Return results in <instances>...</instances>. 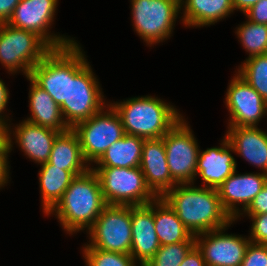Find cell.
Wrapping results in <instances>:
<instances>
[{"label": "cell", "instance_id": "4fadbf2b", "mask_svg": "<svg viewBox=\"0 0 267 266\" xmlns=\"http://www.w3.org/2000/svg\"><path fill=\"white\" fill-rule=\"evenodd\" d=\"M230 226L194 236L207 266H241L251 241L239 234L224 233Z\"/></svg>", "mask_w": 267, "mask_h": 266}, {"label": "cell", "instance_id": "8992f818", "mask_svg": "<svg viewBox=\"0 0 267 266\" xmlns=\"http://www.w3.org/2000/svg\"><path fill=\"white\" fill-rule=\"evenodd\" d=\"M97 175L108 205H144L157 197L145 182L140 167H91Z\"/></svg>", "mask_w": 267, "mask_h": 266}, {"label": "cell", "instance_id": "74e56055", "mask_svg": "<svg viewBox=\"0 0 267 266\" xmlns=\"http://www.w3.org/2000/svg\"><path fill=\"white\" fill-rule=\"evenodd\" d=\"M21 0H0V24L7 23Z\"/></svg>", "mask_w": 267, "mask_h": 266}, {"label": "cell", "instance_id": "cb8c5ba5", "mask_svg": "<svg viewBox=\"0 0 267 266\" xmlns=\"http://www.w3.org/2000/svg\"><path fill=\"white\" fill-rule=\"evenodd\" d=\"M154 223L160 245L195 242V237L163 198L154 200Z\"/></svg>", "mask_w": 267, "mask_h": 266}, {"label": "cell", "instance_id": "836d02e7", "mask_svg": "<svg viewBox=\"0 0 267 266\" xmlns=\"http://www.w3.org/2000/svg\"><path fill=\"white\" fill-rule=\"evenodd\" d=\"M267 213V183L262 187L261 191L256 195L248 208L241 213L247 215H259Z\"/></svg>", "mask_w": 267, "mask_h": 266}, {"label": "cell", "instance_id": "ac0fdd59", "mask_svg": "<svg viewBox=\"0 0 267 266\" xmlns=\"http://www.w3.org/2000/svg\"><path fill=\"white\" fill-rule=\"evenodd\" d=\"M140 169L147 186L157 198H162L177 185L171 178L162 137L144 140Z\"/></svg>", "mask_w": 267, "mask_h": 266}, {"label": "cell", "instance_id": "9a60e30c", "mask_svg": "<svg viewBox=\"0 0 267 266\" xmlns=\"http://www.w3.org/2000/svg\"><path fill=\"white\" fill-rule=\"evenodd\" d=\"M235 170L217 189L224 210L237 221L267 183L265 173L237 174ZM242 206L241 208L238 206ZM240 208V209H239Z\"/></svg>", "mask_w": 267, "mask_h": 266}, {"label": "cell", "instance_id": "d6a6232c", "mask_svg": "<svg viewBox=\"0 0 267 266\" xmlns=\"http://www.w3.org/2000/svg\"><path fill=\"white\" fill-rule=\"evenodd\" d=\"M9 144L4 130H0V189L9 182Z\"/></svg>", "mask_w": 267, "mask_h": 266}, {"label": "cell", "instance_id": "484cf974", "mask_svg": "<svg viewBox=\"0 0 267 266\" xmlns=\"http://www.w3.org/2000/svg\"><path fill=\"white\" fill-rule=\"evenodd\" d=\"M143 138L125 134L106 149L102 157L95 163L97 167H140Z\"/></svg>", "mask_w": 267, "mask_h": 266}, {"label": "cell", "instance_id": "d590c367", "mask_svg": "<svg viewBox=\"0 0 267 266\" xmlns=\"http://www.w3.org/2000/svg\"><path fill=\"white\" fill-rule=\"evenodd\" d=\"M9 93L10 92L8 90V87H6L5 85V82L2 79H0V129L1 130H4L7 127L8 123L11 122L10 119H8L9 116L7 117L6 114L4 115L10 96Z\"/></svg>", "mask_w": 267, "mask_h": 266}, {"label": "cell", "instance_id": "8d00e7d4", "mask_svg": "<svg viewBox=\"0 0 267 266\" xmlns=\"http://www.w3.org/2000/svg\"><path fill=\"white\" fill-rule=\"evenodd\" d=\"M180 266H207L201 251L195 245L186 257L183 259V262Z\"/></svg>", "mask_w": 267, "mask_h": 266}, {"label": "cell", "instance_id": "9c48e42d", "mask_svg": "<svg viewBox=\"0 0 267 266\" xmlns=\"http://www.w3.org/2000/svg\"><path fill=\"white\" fill-rule=\"evenodd\" d=\"M73 130L78 134L84 159L90 167L102 157L107 148L125 135L120 116L110 104L78 123Z\"/></svg>", "mask_w": 267, "mask_h": 266}, {"label": "cell", "instance_id": "f35d334b", "mask_svg": "<svg viewBox=\"0 0 267 266\" xmlns=\"http://www.w3.org/2000/svg\"><path fill=\"white\" fill-rule=\"evenodd\" d=\"M260 0H232L234 10H240L244 14Z\"/></svg>", "mask_w": 267, "mask_h": 266}, {"label": "cell", "instance_id": "5bb4252c", "mask_svg": "<svg viewBox=\"0 0 267 266\" xmlns=\"http://www.w3.org/2000/svg\"><path fill=\"white\" fill-rule=\"evenodd\" d=\"M29 77L60 106L68 101L69 46L52 49L37 65Z\"/></svg>", "mask_w": 267, "mask_h": 266}, {"label": "cell", "instance_id": "d6986e66", "mask_svg": "<svg viewBox=\"0 0 267 266\" xmlns=\"http://www.w3.org/2000/svg\"><path fill=\"white\" fill-rule=\"evenodd\" d=\"M231 152L234 153V148L226 136L223 137L220 147L199 151L196 177L199 175L202 178V187L218 189L235 172L237 162Z\"/></svg>", "mask_w": 267, "mask_h": 266}, {"label": "cell", "instance_id": "7c38bea8", "mask_svg": "<svg viewBox=\"0 0 267 266\" xmlns=\"http://www.w3.org/2000/svg\"><path fill=\"white\" fill-rule=\"evenodd\" d=\"M229 127H258L267 115V102L237 73L231 79L225 96Z\"/></svg>", "mask_w": 267, "mask_h": 266}, {"label": "cell", "instance_id": "7402d4cb", "mask_svg": "<svg viewBox=\"0 0 267 266\" xmlns=\"http://www.w3.org/2000/svg\"><path fill=\"white\" fill-rule=\"evenodd\" d=\"M26 78L31 83L28 94L31 115L27 117V119L25 118V120L39 126L56 130L60 133L69 130L70 128L63 119L60 106L29 76Z\"/></svg>", "mask_w": 267, "mask_h": 266}, {"label": "cell", "instance_id": "603a6c76", "mask_svg": "<svg viewBox=\"0 0 267 266\" xmlns=\"http://www.w3.org/2000/svg\"><path fill=\"white\" fill-rule=\"evenodd\" d=\"M186 27H204L213 25L233 13L232 0H180Z\"/></svg>", "mask_w": 267, "mask_h": 266}, {"label": "cell", "instance_id": "f1b7e54d", "mask_svg": "<svg viewBox=\"0 0 267 266\" xmlns=\"http://www.w3.org/2000/svg\"><path fill=\"white\" fill-rule=\"evenodd\" d=\"M195 242L161 245L153 258L144 266H180Z\"/></svg>", "mask_w": 267, "mask_h": 266}, {"label": "cell", "instance_id": "3957f363", "mask_svg": "<svg viewBox=\"0 0 267 266\" xmlns=\"http://www.w3.org/2000/svg\"><path fill=\"white\" fill-rule=\"evenodd\" d=\"M106 202L99 179L90 168L75 176L61 200L46 215H55L67 234L88 231L102 213Z\"/></svg>", "mask_w": 267, "mask_h": 266}, {"label": "cell", "instance_id": "ffe728a7", "mask_svg": "<svg viewBox=\"0 0 267 266\" xmlns=\"http://www.w3.org/2000/svg\"><path fill=\"white\" fill-rule=\"evenodd\" d=\"M234 153L267 174V132L258 127H228L225 134Z\"/></svg>", "mask_w": 267, "mask_h": 266}, {"label": "cell", "instance_id": "83f0119b", "mask_svg": "<svg viewBox=\"0 0 267 266\" xmlns=\"http://www.w3.org/2000/svg\"><path fill=\"white\" fill-rule=\"evenodd\" d=\"M243 49L249 54L248 57L267 54V25L249 21L236 28Z\"/></svg>", "mask_w": 267, "mask_h": 266}, {"label": "cell", "instance_id": "6da1fadb", "mask_svg": "<svg viewBox=\"0 0 267 266\" xmlns=\"http://www.w3.org/2000/svg\"><path fill=\"white\" fill-rule=\"evenodd\" d=\"M162 198L193 236L235 222L224 210L215 188L197 187L194 183L177 184Z\"/></svg>", "mask_w": 267, "mask_h": 266}, {"label": "cell", "instance_id": "1f68e13d", "mask_svg": "<svg viewBox=\"0 0 267 266\" xmlns=\"http://www.w3.org/2000/svg\"><path fill=\"white\" fill-rule=\"evenodd\" d=\"M248 217L252 221L249 240L252 243L267 245V213Z\"/></svg>", "mask_w": 267, "mask_h": 266}, {"label": "cell", "instance_id": "f546056e", "mask_svg": "<svg viewBox=\"0 0 267 266\" xmlns=\"http://www.w3.org/2000/svg\"><path fill=\"white\" fill-rule=\"evenodd\" d=\"M82 251L87 266H136L137 264L130 254L108 252L93 247H82Z\"/></svg>", "mask_w": 267, "mask_h": 266}, {"label": "cell", "instance_id": "e0dca14e", "mask_svg": "<svg viewBox=\"0 0 267 266\" xmlns=\"http://www.w3.org/2000/svg\"><path fill=\"white\" fill-rule=\"evenodd\" d=\"M132 245L130 255L139 266L146 265L160 248L154 223V201L131 206ZM139 261V262H138Z\"/></svg>", "mask_w": 267, "mask_h": 266}, {"label": "cell", "instance_id": "277c9868", "mask_svg": "<svg viewBox=\"0 0 267 266\" xmlns=\"http://www.w3.org/2000/svg\"><path fill=\"white\" fill-rule=\"evenodd\" d=\"M109 104L120 116L125 134L143 139L163 137L184 117L172 104L151 95Z\"/></svg>", "mask_w": 267, "mask_h": 266}, {"label": "cell", "instance_id": "d4e9b609", "mask_svg": "<svg viewBox=\"0 0 267 266\" xmlns=\"http://www.w3.org/2000/svg\"><path fill=\"white\" fill-rule=\"evenodd\" d=\"M40 166L41 169L38 171V177L41 206L43 207V212L47 215L61 200L65 190L75 176L70 171L53 167L48 162Z\"/></svg>", "mask_w": 267, "mask_h": 266}, {"label": "cell", "instance_id": "52a82bcc", "mask_svg": "<svg viewBox=\"0 0 267 266\" xmlns=\"http://www.w3.org/2000/svg\"><path fill=\"white\" fill-rule=\"evenodd\" d=\"M133 27L140 39L152 46L171 37L180 0H130Z\"/></svg>", "mask_w": 267, "mask_h": 266}, {"label": "cell", "instance_id": "ba28073f", "mask_svg": "<svg viewBox=\"0 0 267 266\" xmlns=\"http://www.w3.org/2000/svg\"><path fill=\"white\" fill-rule=\"evenodd\" d=\"M87 233L90 240L84 247L130 254L132 245L131 206L107 204Z\"/></svg>", "mask_w": 267, "mask_h": 266}, {"label": "cell", "instance_id": "8fae6325", "mask_svg": "<svg viewBox=\"0 0 267 266\" xmlns=\"http://www.w3.org/2000/svg\"><path fill=\"white\" fill-rule=\"evenodd\" d=\"M58 0H21L15 7L7 24L40 36L52 49L76 43L72 39L49 31L52 28Z\"/></svg>", "mask_w": 267, "mask_h": 266}, {"label": "cell", "instance_id": "30bf717a", "mask_svg": "<svg viewBox=\"0 0 267 266\" xmlns=\"http://www.w3.org/2000/svg\"><path fill=\"white\" fill-rule=\"evenodd\" d=\"M188 125L183 117L162 137L171 178L176 184H191L197 179L200 149Z\"/></svg>", "mask_w": 267, "mask_h": 266}, {"label": "cell", "instance_id": "2e32d148", "mask_svg": "<svg viewBox=\"0 0 267 266\" xmlns=\"http://www.w3.org/2000/svg\"><path fill=\"white\" fill-rule=\"evenodd\" d=\"M14 127L11 128L9 123L4 129L9 144V153L12 151L14 144L12 137L14 136L15 143L18 144L20 150L24 152L27 158L39 165L48 162L54 139L60 132L26 120L16 124Z\"/></svg>", "mask_w": 267, "mask_h": 266}, {"label": "cell", "instance_id": "e575fe53", "mask_svg": "<svg viewBox=\"0 0 267 266\" xmlns=\"http://www.w3.org/2000/svg\"><path fill=\"white\" fill-rule=\"evenodd\" d=\"M244 15L251 22L267 25V0H260Z\"/></svg>", "mask_w": 267, "mask_h": 266}, {"label": "cell", "instance_id": "4316f807", "mask_svg": "<svg viewBox=\"0 0 267 266\" xmlns=\"http://www.w3.org/2000/svg\"><path fill=\"white\" fill-rule=\"evenodd\" d=\"M236 73L267 102V54L246 58Z\"/></svg>", "mask_w": 267, "mask_h": 266}, {"label": "cell", "instance_id": "7a4b0ae2", "mask_svg": "<svg viewBox=\"0 0 267 266\" xmlns=\"http://www.w3.org/2000/svg\"><path fill=\"white\" fill-rule=\"evenodd\" d=\"M108 103L79 43L69 45L68 101L60 105L69 128L100 112Z\"/></svg>", "mask_w": 267, "mask_h": 266}, {"label": "cell", "instance_id": "44dd1931", "mask_svg": "<svg viewBox=\"0 0 267 266\" xmlns=\"http://www.w3.org/2000/svg\"><path fill=\"white\" fill-rule=\"evenodd\" d=\"M48 163L70 171L74 176L91 168L84 159L78 134L72 128L56 136Z\"/></svg>", "mask_w": 267, "mask_h": 266}, {"label": "cell", "instance_id": "4dcf8cb0", "mask_svg": "<svg viewBox=\"0 0 267 266\" xmlns=\"http://www.w3.org/2000/svg\"><path fill=\"white\" fill-rule=\"evenodd\" d=\"M241 266H267V245L250 242Z\"/></svg>", "mask_w": 267, "mask_h": 266}, {"label": "cell", "instance_id": "5b68a950", "mask_svg": "<svg viewBox=\"0 0 267 266\" xmlns=\"http://www.w3.org/2000/svg\"><path fill=\"white\" fill-rule=\"evenodd\" d=\"M51 50L36 33L0 24V62L9 74L21 71L28 77L32 68Z\"/></svg>", "mask_w": 267, "mask_h": 266}]
</instances>
